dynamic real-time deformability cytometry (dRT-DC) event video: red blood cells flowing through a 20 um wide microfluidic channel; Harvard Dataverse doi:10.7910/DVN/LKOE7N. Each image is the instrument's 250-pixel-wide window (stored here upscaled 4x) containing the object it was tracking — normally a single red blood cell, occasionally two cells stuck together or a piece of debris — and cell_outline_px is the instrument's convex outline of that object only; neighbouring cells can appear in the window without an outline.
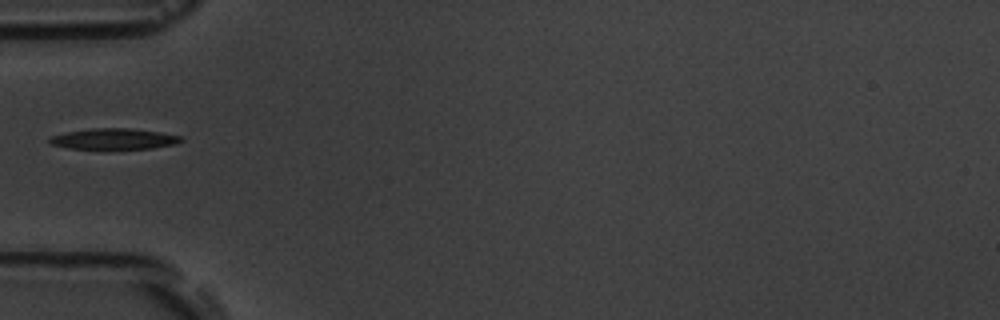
{"species": "common noctule bat (a hibernating species)", "species_latin": "Nyctalus noctula", "temperature_condition": "room temperature", "stored_images_in_passage": 6, "camera_frame_rate_fps": 3000, "um_per_image_px": 0.085, "animal": {"sex": "male", "body_mass_g": 19.5, "forearm_length_mm": 54.6}, "frame": {"image": 1, "passage_image": 6, "time_ms": 6.667, "image_size_px": [1000, 320], "cell_outline_px": [[184, 140], [176, 144], [152, 148], [108, 152], [68, 148], [52, 144], [48, 140], [48, 136], [64, 132], [92, 128], [128, 128], [160, 132], [180, 136]], "centroid_in_image_um": [9.63, 11.85], "position_along_channel_um": 75.4, "area_um2": 17.05}}